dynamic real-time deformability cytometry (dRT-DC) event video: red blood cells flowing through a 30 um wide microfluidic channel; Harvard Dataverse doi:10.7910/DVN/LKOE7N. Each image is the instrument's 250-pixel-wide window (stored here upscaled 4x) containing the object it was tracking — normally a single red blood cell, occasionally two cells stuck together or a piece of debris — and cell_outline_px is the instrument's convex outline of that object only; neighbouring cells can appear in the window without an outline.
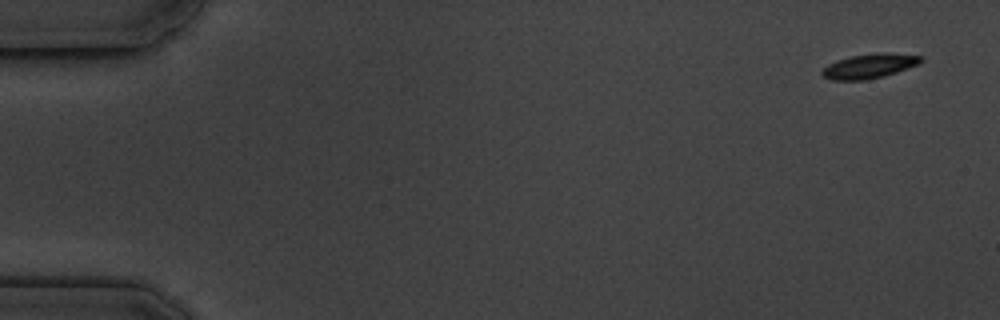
{"species": "common noctule bat (a hibernating species)", "species_latin": "Nyctalus noctula", "temperature_condition": "cold", "stored_images_in_passage": 4, "camera_frame_rate_fps": 3000, "um_per_image_px": 0.085, "animal": {"sex": "male", "body_mass_g": 19.5, "forearm_length_mm": 54.6}, "frame": {"image": 1, "passage_image": 1, "time_ms": 0.0, "image_size_px": [1000, 320], "cell_outline_px": [[924, 60], [920, 64], [884, 76], [864, 80], [832, 80], [824, 76], [820, 72], [828, 64], [836, 60], [852, 56], [880, 52], [888, 52], [924, 56]], "centroid_in_image_um": [73.94, 5.6], "position_along_channel_um": 11.1, "area_um2": 14.22}}
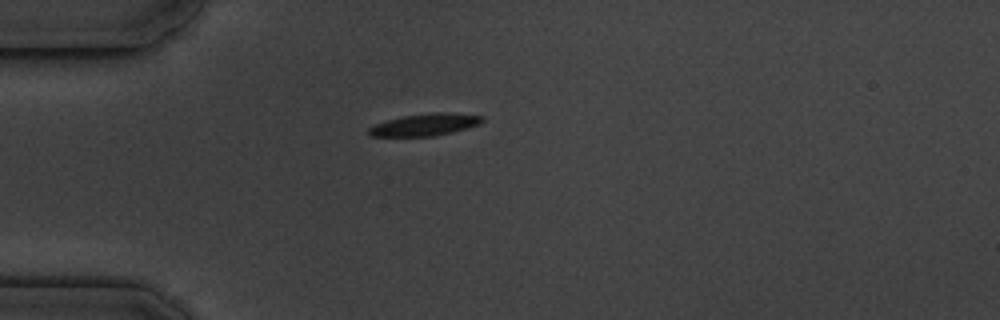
{"frame": {"image": 2, "passage_image": 4, "time_ms": 4.333, "image_size_px": [1000, 320], "cell_outline_px": [[484, 120], [480, 124], [452, 132], [432, 136], [372, 136], [368, 132], [368, 128], [376, 124], [388, 120], [404, 116], [432, 112], [448, 112], [484, 116]], "centroid_in_image_um": [36.16, 10.59], "position_along_channel_um": 48.8, "area_um2": 14.45}}